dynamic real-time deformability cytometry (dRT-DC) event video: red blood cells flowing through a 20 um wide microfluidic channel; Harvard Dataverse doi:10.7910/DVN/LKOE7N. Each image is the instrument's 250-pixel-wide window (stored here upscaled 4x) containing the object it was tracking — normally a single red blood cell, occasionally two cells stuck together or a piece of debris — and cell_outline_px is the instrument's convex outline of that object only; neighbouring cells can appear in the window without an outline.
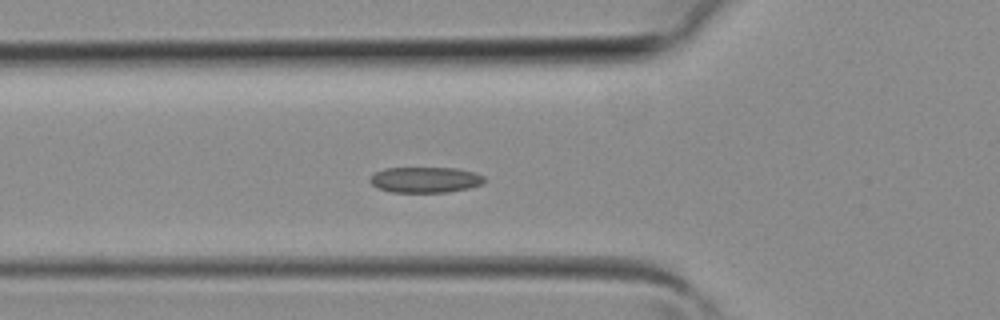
{"species": "common noctule bat (a hibernating species)", "species_latin": "Nyctalus noctula", "temperature_condition": "room temperature", "stored_images_in_passage": 41, "camera_frame_rate_fps": 3000, "um_per_image_px": 0.085, "animal": {"sex": "female", "body_mass_g": 19.3, "forearm_length_mm": 54.1}, "frame": {"image": 1, "passage_image": 14, "time_ms": 4.333, "image_size_px": [1000, 320], "cell_outline_px": [[488, 180], [484, 184], [468, 188], [448, 192], [392, 192], [380, 188], [372, 184], [368, 180], [376, 172], [384, 168], [456, 168], [476, 172], [484, 176]], "centroid_in_image_um": [36.22, 15.27], "position_along_channel_um": 89.6, "area_um2": 17.22}}
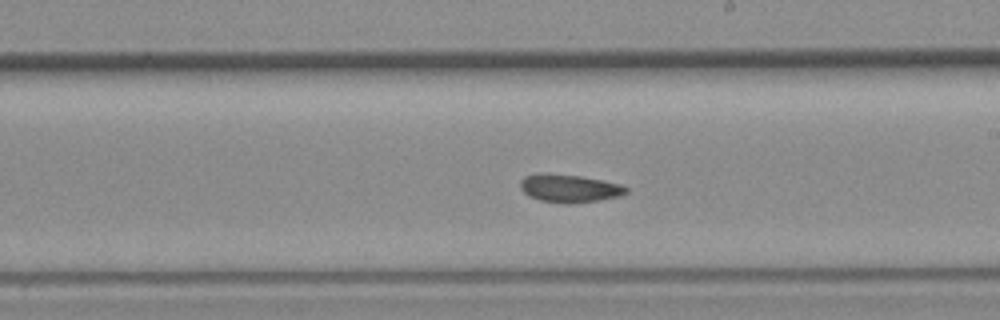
{"frame": {"image": 2, "passage_image": 23, "time_ms": 7.333, "image_size_px": [1000, 320], "cell_outline_px": [[628, 192], [620, 196], [600, 200], [568, 204], [564, 204], [540, 200], [528, 196], [520, 188], [520, 180], [524, 176], [540, 172], [548, 172], [580, 176], [604, 180], [620, 184], [628, 188]], "centroid_in_image_um": [48.37, 15.99], "position_along_channel_um": 240.6, "area_um2": 17.63}}
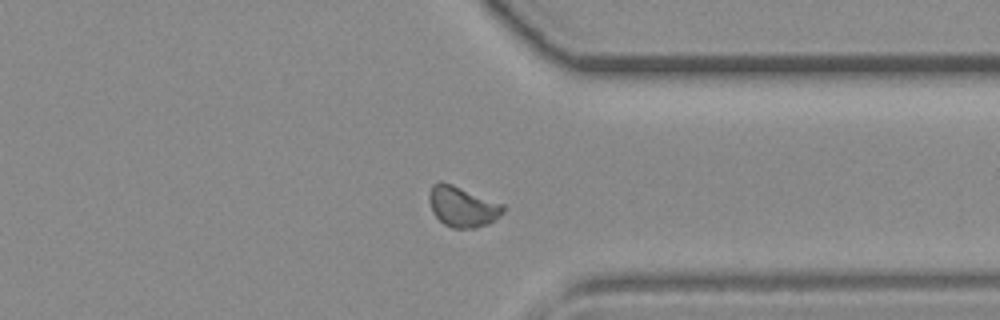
{"frame": {"image": 3, "passage_image": 31, "time_ms": 10.0, "image_size_px": [1000, 320], "cell_outline_px": [[504, 212], [488, 224], [476, 228], [452, 228], [444, 224], [432, 212], [428, 200], [428, 196], [432, 184], [440, 180], [452, 184], [504, 204]], "centroid_in_image_um": [39.28, 17.55], "position_along_channel_um": 372.1, "area_um2": 17.57}}